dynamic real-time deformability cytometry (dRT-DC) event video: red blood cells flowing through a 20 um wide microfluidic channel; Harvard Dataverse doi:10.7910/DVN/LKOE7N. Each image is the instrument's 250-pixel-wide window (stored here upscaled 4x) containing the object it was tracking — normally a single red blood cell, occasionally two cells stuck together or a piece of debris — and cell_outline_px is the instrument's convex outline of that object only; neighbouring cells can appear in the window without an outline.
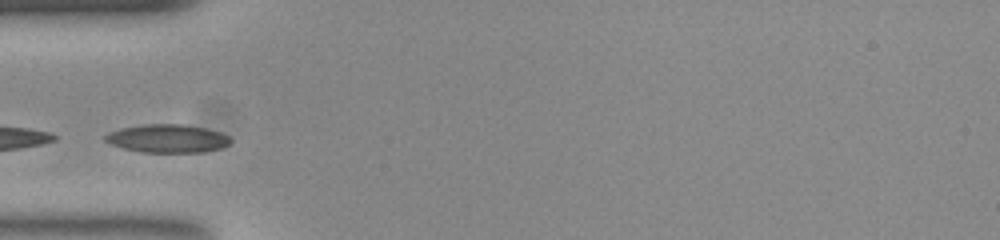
{"species": "common noctule bat (a hibernating species)", "species_latin": "Nyctalus noctula", "temperature_condition": "room temperature", "stored_images_in_passage": 30, "camera_frame_rate_fps": 3000, "um_per_image_px": 0.085, "animal": {"sex": "female", "body_mass_g": 23.0, "forearm_length_mm": 53.4}, "frame": {"image": 1, "passage_image": 1, "time_ms": 0.0, "image_size_px": [1000, 240], "cell_outline_px": [[232, 140], [228, 144], [220, 148], [204, 152], [140, 152], [124, 148], [112, 144], [104, 140], [104, 136], [108, 132], [120, 128], [144, 124], [184, 124], [208, 128], [220, 132], [228, 136]], "centroid_in_image_um": [14.24, 11.76], "position_along_channel_um": 70.8, "area_um2": 20.69}}